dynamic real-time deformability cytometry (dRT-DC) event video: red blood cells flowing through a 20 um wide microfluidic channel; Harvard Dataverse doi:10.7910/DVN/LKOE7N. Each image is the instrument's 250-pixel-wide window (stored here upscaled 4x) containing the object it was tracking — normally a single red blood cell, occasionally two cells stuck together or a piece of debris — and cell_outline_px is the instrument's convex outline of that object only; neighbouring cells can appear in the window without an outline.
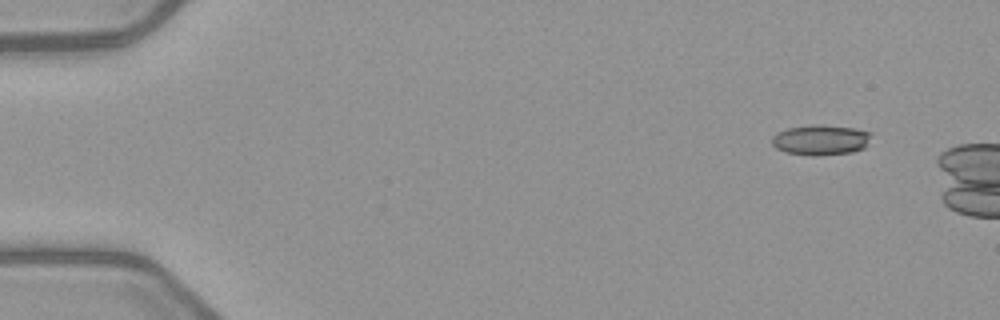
{"species": "common noctule bat (a hibernating species)", "species_latin": "Nyctalus noctula", "temperature_condition": "warm", "stored_images_in_passage": 3, "camera_frame_rate_fps": 3000, "um_per_image_px": 0.085, "animal": {"sex": "female", "body_mass_g": 21.9}, "frame": {"image": 1, "passage_image": 1, "time_ms": 0.0, "image_size_px": [1000, 320], "cell_outline_px": [[872, 132], [864, 148], [852, 152], [816, 156], [812, 156], [784, 152], [776, 148], [772, 144], [772, 136], [776, 132], [788, 128], [812, 124], [820, 124], [856, 128]], "centroid_in_image_um": [69.73, 11.88], "position_along_channel_um": 15.3, "area_um2": 17.74}}